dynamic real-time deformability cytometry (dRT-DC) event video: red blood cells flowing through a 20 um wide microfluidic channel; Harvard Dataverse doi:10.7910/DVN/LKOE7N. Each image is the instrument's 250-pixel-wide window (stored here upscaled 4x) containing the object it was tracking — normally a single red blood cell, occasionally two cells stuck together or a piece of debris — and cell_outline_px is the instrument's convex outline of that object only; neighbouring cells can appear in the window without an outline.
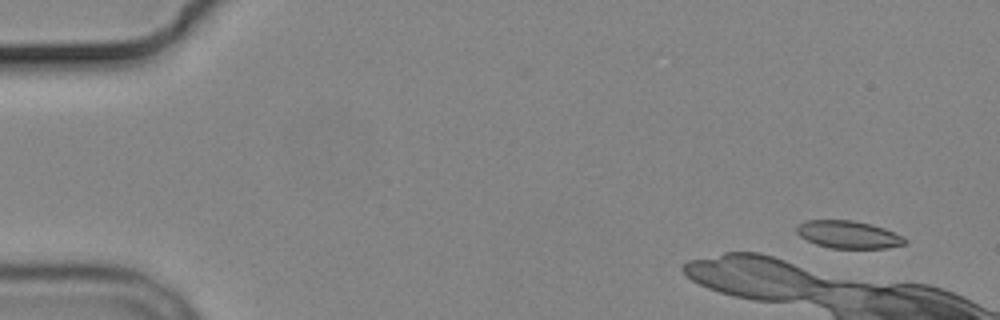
{"species": "common noctule bat (a hibernating species)", "species_latin": "Nyctalus noctula", "temperature_condition": "cold", "stored_images_in_passage": 4, "camera_frame_rate_fps": 3000, "um_per_image_px": 0.085, "animal": {"sex": "male", "body_mass_g": 19.2, "forearm_length_mm": 51.8}, "frame": {"image": 1, "passage_image": 1, "time_ms": 0.0, "image_size_px": [1000, 320], "cell_outline_px": [[908, 244], [888, 248], [832, 248], [816, 244], [800, 236], [796, 232], [796, 228], [800, 224], [808, 220], [852, 220], [872, 224], [884, 228], [908, 240]], "centroid_in_image_um": [72.14, 19.94], "position_along_channel_um": 12.9, "area_um2": 17.28}}